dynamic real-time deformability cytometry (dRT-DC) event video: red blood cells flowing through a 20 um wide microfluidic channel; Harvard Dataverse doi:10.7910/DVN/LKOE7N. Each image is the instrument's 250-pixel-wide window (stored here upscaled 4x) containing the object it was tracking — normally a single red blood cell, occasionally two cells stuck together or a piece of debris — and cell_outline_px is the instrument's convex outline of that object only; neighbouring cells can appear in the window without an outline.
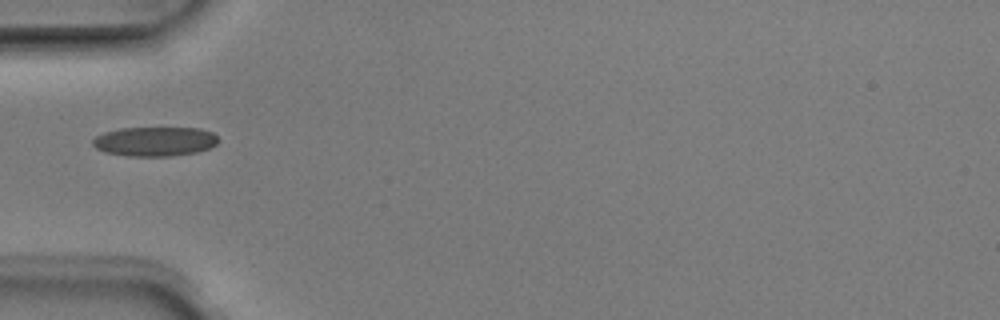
{"species": "Egyptian fruit bat (a non-hibernating species)", "species_latin": "Rousettus aegyptiacus", "temperature_condition": "room temperature", "stored_images_in_passage": 2, "camera_frame_rate_fps": 3000, "um_per_image_px": 0.085, "animal": {"sex": "male"}, "frame": {"image": 1, "passage_image": 1, "time_ms": 0.0, "image_size_px": [1000, 320], "cell_outline_px": [[220, 140], [216, 144], [208, 148], [196, 152], [172, 156], [128, 156], [104, 152], [96, 148], [92, 144], [92, 140], [96, 136], [104, 132], [120, 128], [200, 128], [212, 132]], "centroid_in_image_um": [13.15, 12.02], "position_along_channel_um": 71.9, "area_um2": 21.56}}
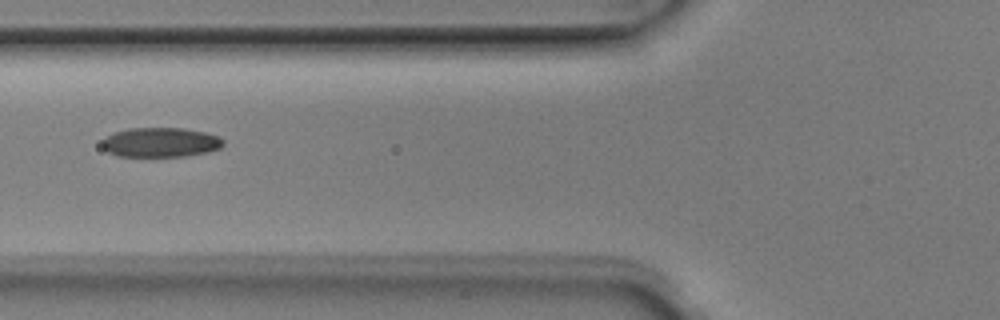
{"frame": {"image": 2, "passage_image": 2, "time_ms": 0.333, "image_size_px": [1000, 320], "cell_outline_px": [[224, 144], [220, 148], [208, 152], [184, 156], [116, 156], [108, 152], [100, 144], [112, 132], [128, 128], [184, 128], [204, 132], [220, 136], [224, 140]], "centroid_in_image_um": [13.66, 12.09], "position_along_channel_um": 112.1, "area_um2": 20.98}}